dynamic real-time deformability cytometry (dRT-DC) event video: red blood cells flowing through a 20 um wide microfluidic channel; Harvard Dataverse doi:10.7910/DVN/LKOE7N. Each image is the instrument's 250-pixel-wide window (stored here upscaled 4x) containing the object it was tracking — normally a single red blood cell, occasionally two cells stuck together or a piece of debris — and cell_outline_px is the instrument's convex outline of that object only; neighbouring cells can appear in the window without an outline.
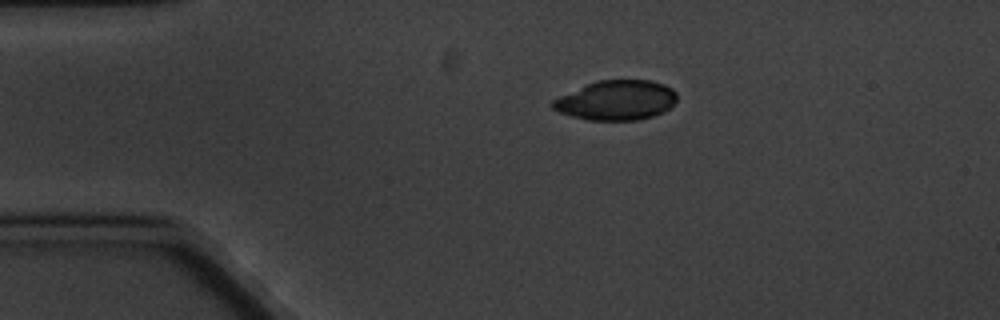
{"species": "common noctule bat (a hibernating species)", "species_latin": "Nyctalus noctula", "temperature_condition": "cold", "stored_images_in_passage": 3, "camera_frame_rate_fps": 3000, "um_per_image_px": 0.085, "animal": {"sex": "male", "body_mass_g": 20.1, "forearm_length_mm": 53.5}, "frame": {"image": 1, "passage_image": 1, "time_ms": 0.0, "image_size_px": [1000, 320], "cell_outline_px": [[676, 100], [664, 112], [652, 116], [636, 120], [588, 120], [572, 116], [560, 112], [552, 108], [548, 104], [552, 100], [560, 96], [596, 80], [648, 80], [664, 84], [672, 88], [676, 92]], "centroid_in_image_um": [52.37, 8.52], "position_along_channel_um": 32.6, "area_um2": 28.67}}